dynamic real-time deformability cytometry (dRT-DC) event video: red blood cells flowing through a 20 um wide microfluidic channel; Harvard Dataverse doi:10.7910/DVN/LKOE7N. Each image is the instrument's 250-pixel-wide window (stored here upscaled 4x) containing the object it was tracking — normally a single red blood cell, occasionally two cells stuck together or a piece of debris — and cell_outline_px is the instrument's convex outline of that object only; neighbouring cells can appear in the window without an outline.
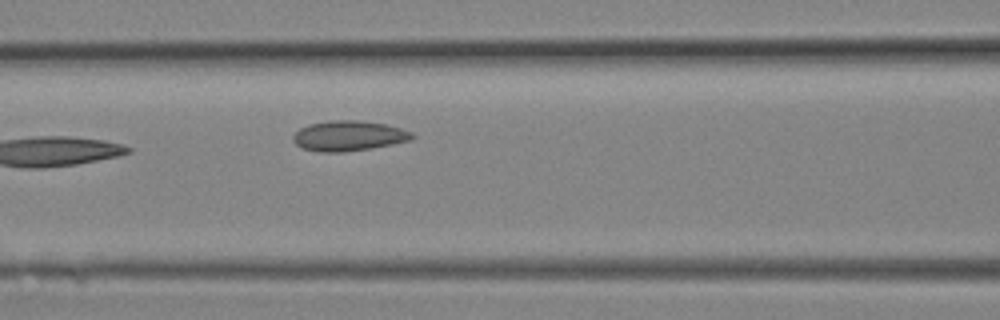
{"species": "Egyptian fruit bat (a non-hibernating species)", "species_latin": "Rousettus aegyptiacus", "temperature_condition": "room temperature", "stored_images_in_passage": 4, "camera_frame_rate_fps": 3000, "um_per_image_px": 0.085, "animal": {"sex": "female"}, "frame": {"image": 1, "passage_image": 3, "time_ms": 0.667, "image_size_px": [1000, 320], "cell_outline_px": [[416, 136], [412, 140], [372, 148], [344, 152], [320, 152], [304, 148], [296, 144], [292, 140], [292, 136], [300, 128], [308, 124], [328, 120], [360, 120], [384, 124], [400, 128], [412, 132]], "centroid_in_image_um": [29.64, 11.54], "position_along_channel_um": 137.0, "area_um2": 21.04}}